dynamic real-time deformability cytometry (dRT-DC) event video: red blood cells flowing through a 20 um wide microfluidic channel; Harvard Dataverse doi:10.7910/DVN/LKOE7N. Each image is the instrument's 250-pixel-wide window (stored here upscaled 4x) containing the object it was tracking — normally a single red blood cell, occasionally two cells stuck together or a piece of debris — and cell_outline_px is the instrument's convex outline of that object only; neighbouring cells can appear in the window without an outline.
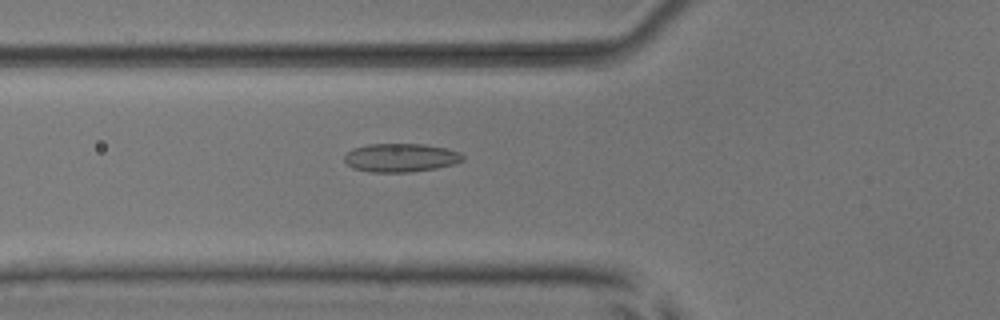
{"species": "common noctule bat (a hibernating species)", "species_latin": "Nyctalus noctula", "temperature_condition": "room temperature", "stored_images_in_passage": 48, "camera_frame_rate_fps": 3000, "um_per_image_px": 0.085, "animal": {"sex": "male", "body_mass_g": 17.9, "forearm_length_mm": 54.2}, "frame": {"image": 1, "passage_image": 15, "time_ms": 4.667, "image_size_px": [1000, 320], "cell_outline_px": [[464, 160], [456, 164], [436, 168], [412, 172], [372, 172], [352, 168], [344, 160], [344, 156], [352, 148], [368, 144], [424, 144], [448, 148], [460, 152], [464, 156]], "centroid_in_image_um": [34.09, 13.4], "position_along_channel_um": 91.7, "area_um2": 19.88}}
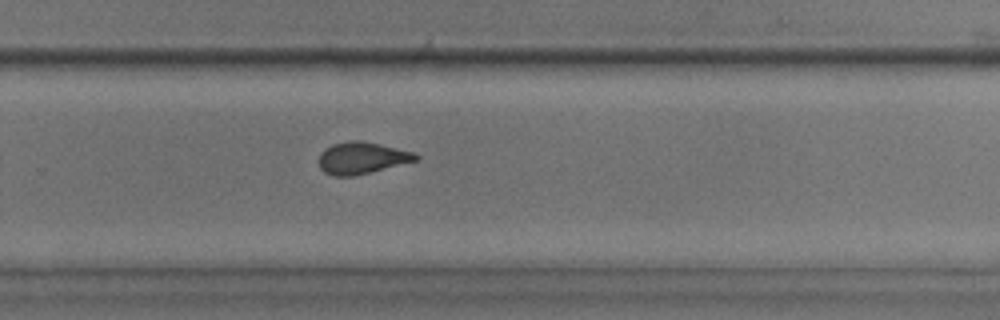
{"frame": {"image": 2, "passage_image": 31, "time_ms": 10.0, "image_size_px": [1000, 320], "cell_outline_px": [[420, 156], [416, 160], [352, 176], [332, 176], [324, 172], [320, 168], [320, 152], [324, 148], [332, 144], [348, 140], [360, 140], [380, 144], [416, 152]], "centroid_in_image_um": [30.73, 13.4], "position_along_channel_um": 299.1, "area_um2": 17.86}}
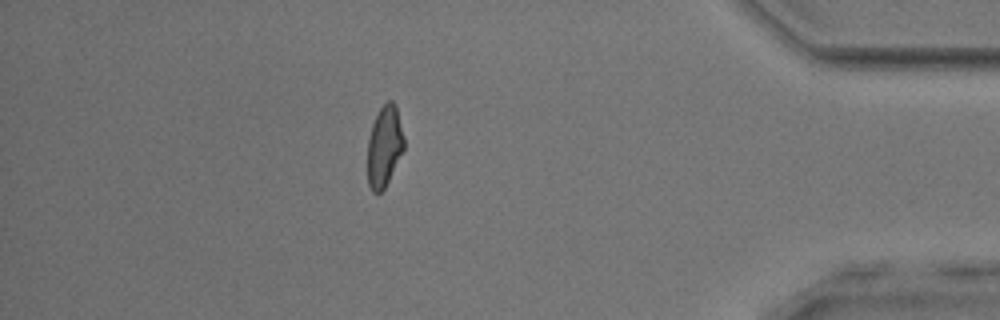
{"frame": {"image": 3, "passage_image": 42, "time_ms": 13.667, "image_size_px": [1000, 320], "cell_outline_px": [[404, 148], [384, 188], [380, 192], [372, 192], [368, 184], [368, 140], [372, 124], [380, 108], [388, 100], [392, 100], [396, 104], [404, 140]], "centroid_in_image_um": [32.66, 12.41], "position_along_channel_um": 402.5, "area_um2": 16.88}, "authors_computed_cell_mechanics": {"area_um2": 18.1492, "velocity_mm_per_s": 3.8918, "shape_relaxation_time_tau1_ms": 10.722, "shape_relaxation_time_tau2_ms": 2.3482, "deformation_change_tau1": 0.2125, "deformation_change_tau2": 0.0867}}